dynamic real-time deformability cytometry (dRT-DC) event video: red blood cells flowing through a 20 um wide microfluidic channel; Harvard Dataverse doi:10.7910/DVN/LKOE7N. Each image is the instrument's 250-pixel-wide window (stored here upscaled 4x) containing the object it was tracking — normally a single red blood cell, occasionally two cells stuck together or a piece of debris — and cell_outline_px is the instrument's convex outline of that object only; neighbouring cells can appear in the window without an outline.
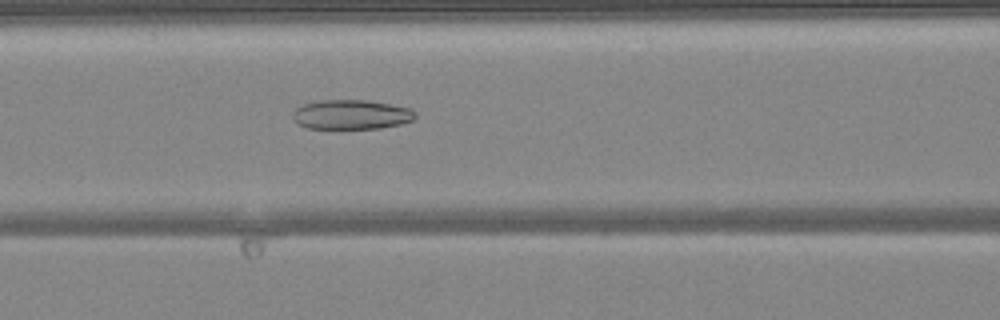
{"species": "common noctule bat (a hibernating species)", "species_latin": "Nyctalus noctula", "temperature_condition": "warm", "stored_images_in_passage": 36, "camera_frame_rate_fps": 3000, "um_per_image_px": 0.085, "animal": {"sex": "female", "body_mass_g": 24.6, "forearm_length_mm": 56.2}, "frame": {"image": 1, "passage_image": 8, "time_ms": 2.333, "image_size_px": [1000, 320], "cell_outline_px": [[416, 116], [412, 120], [400, 124], [380, 128], [308, 128], [300, 124], [292, 116], [292, 112], [296, 108], [304, 104], [320, 100], [368, 100], [412, 108], [416, 112]], "centroid_in_image_um": [29.89, 9.72], "position_along_channel_um": 136.7, "area_um2": 20.98}}
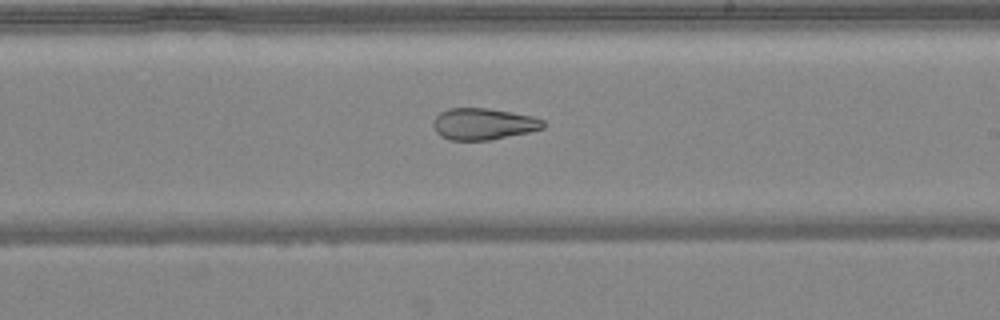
{"frame": {"image": 2, "passage_image": 16, "time_ms": 5.0, "image_size_px": [1000, 320], "cell_outline_px": [[544, 128], [528, 132], [488, 140], [448, 140], [440, 136], [436, 132], [432, 124], [436, 116], [440, 112], [448, 108], [488, 108], [532, 116], [544, 120]], "centroid_in_image_um": [41.05, 10.53], "position_along_channel_um": 248.0, "area_um2": 20.17}}
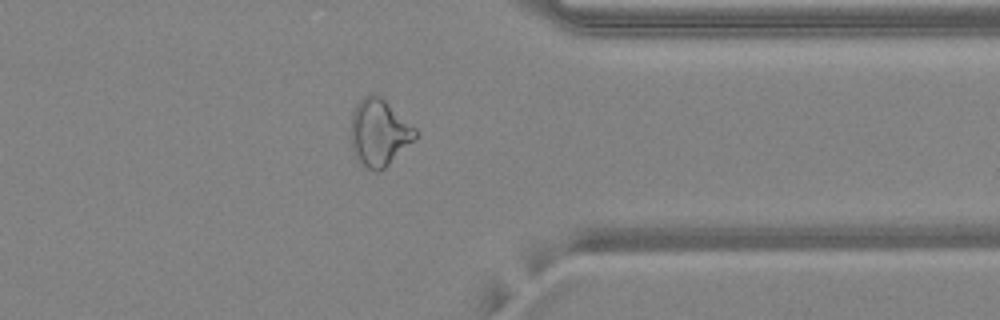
{"frame": {"image": 3, "passage_image": 26, "time_ms": 8.333, "image_size_px": [1000, 320], "cell_outline_px": [[416, 136], [384, 168], [376, 172], [360, 164], [352, 152], [352, 112], [356, 104], [368, 92], [376, 92], [416, 128]], "centroid_in_image_um": [32.19, 11.23], "position_along_channel_um": 379.2, "area_um2": 24.8}, "authors_computed_cell_mechanics": {"area_um2": 23.0044, "velocity_mm_per_s": 4.183, "shape_relaxation_time_tau1_ms": null, "shape_relaxation_time_tau2_ms": 2.7418, "deformation_change_tau1": null, "deformation_change_tau2": 0.1016}}